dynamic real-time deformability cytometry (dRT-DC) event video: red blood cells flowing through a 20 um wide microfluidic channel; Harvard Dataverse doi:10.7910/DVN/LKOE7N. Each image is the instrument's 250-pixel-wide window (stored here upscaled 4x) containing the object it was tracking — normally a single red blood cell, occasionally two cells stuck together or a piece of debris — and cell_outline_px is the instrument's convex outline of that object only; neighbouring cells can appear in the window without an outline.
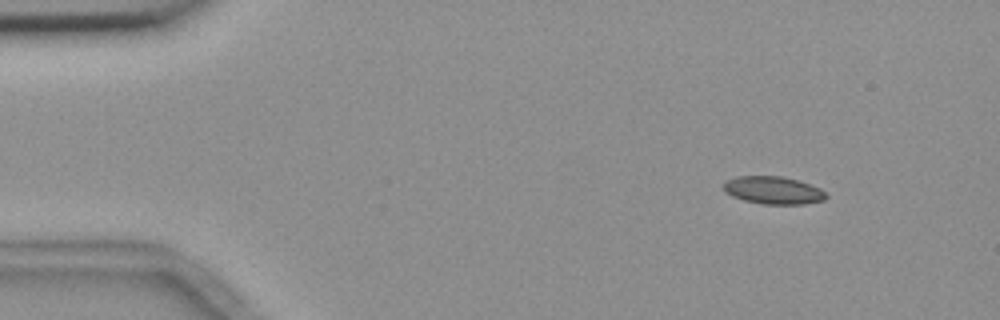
{"species": "common noctule bat (a hibernating species)", "species_latin": "Nyctalus noctula", "temperature_condition": "room temperature", "stored_images_in_passage": 5, "camera_frame_rate_fps": 3000, "um_per_image_px": 0.085, "animal": {"sex": "female", "body_mass_g": 18.4}, "frame": {"image": 1, "passage_image": 2, "time_ms": 2.0, "image_size_px": [1000, 320], "cell_outline_px": [[828, 196], [824, 200], [804, 204], [764, 204], [744, 200], [732, 196], [724, 192], [724, 184], [728, 180], [736, 176], [780, 176], [800, 180], [820, 188]], "centroid_in_image_um": [65.74, 16.17], "position_along_channel_um": 19.3, "area_um2": 16.53}}